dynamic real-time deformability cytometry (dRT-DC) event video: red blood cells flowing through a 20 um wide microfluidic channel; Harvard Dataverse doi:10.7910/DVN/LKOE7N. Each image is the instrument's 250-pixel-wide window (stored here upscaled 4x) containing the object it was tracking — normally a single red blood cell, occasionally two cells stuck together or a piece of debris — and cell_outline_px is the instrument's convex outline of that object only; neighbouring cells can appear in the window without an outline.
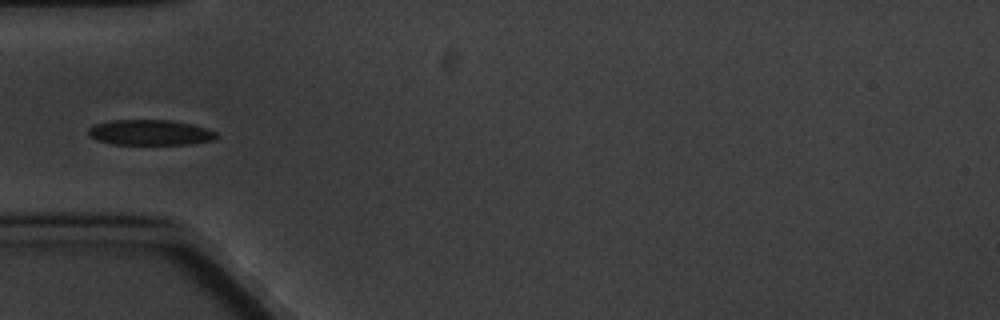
{"species": "common noctule bat (a hibernating species)", "species_latin": "Nyctalus noctula", "temperature_condition": "cold", "stored_images_in_passage": 8, "camera_frame_rate_fps": 3000, "um_per_image_px": 0.085, "animal": {"sex": "male", "body_mass_g": 20.1, "forearm_length_mm": 53.5}, "frame": {"image": 1, "passage_image": 5, "time_ms": 4.667, "image_size_px": [1000, 320], "cell_outline_px": [[216, 136], [212, 140], [192, 144], [112, 144], [96, 140], [88, 136], [88, 128], [96, 124], [112, 120], [168, 120], [192, 124], [216, 132]], "centroid_in_image_um": [12.71, 11.26], "position_along_channel_um": 72.3, "area_um2": 18.84}}